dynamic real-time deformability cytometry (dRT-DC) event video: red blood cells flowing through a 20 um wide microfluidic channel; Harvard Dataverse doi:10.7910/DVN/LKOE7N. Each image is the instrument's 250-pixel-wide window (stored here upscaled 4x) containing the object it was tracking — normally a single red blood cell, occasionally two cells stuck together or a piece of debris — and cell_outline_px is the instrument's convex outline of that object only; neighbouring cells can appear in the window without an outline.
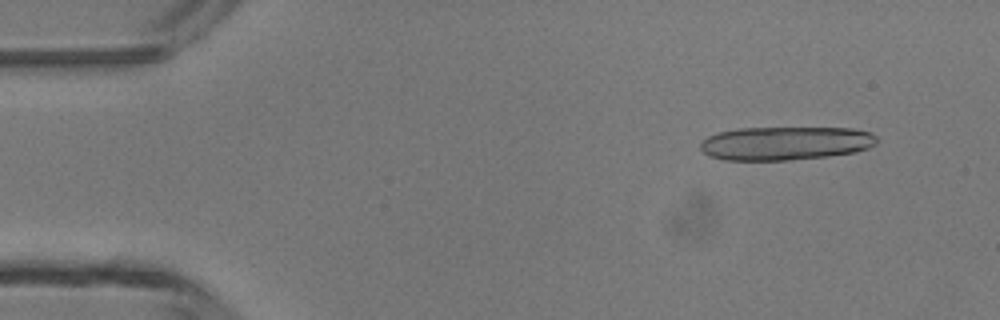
{"species": "common noctule bat (a hibernating species)", "species_latin": "Nyctalus noctula", "temperature_condition": "room temperature", "stored_images_in_passage": 5, "camera_frame_rate_fps": 3000, "um_per_image_px": 0.085, "animal": {"sex": "male", "body_mass_g": 13.3}, "frame": {"image": 1, "passage_image": 2, "time_ms": 1.0, "image_size_px": [1000, 320], "cell_outline_px": [[880, 140], [876, 144], [868, 148], [856, 152], [828, 156], [788, 160], [724, 160], [708, 156], [700, 148], [700, 144], [708, 136], [720, 132], [740, 128], [852, 128], [868, 132], [876, 136]], "centroid_in_image_um": [66.78, 12.18], "position_along_channel_um": 18.2, "area_um2": 34.56}}